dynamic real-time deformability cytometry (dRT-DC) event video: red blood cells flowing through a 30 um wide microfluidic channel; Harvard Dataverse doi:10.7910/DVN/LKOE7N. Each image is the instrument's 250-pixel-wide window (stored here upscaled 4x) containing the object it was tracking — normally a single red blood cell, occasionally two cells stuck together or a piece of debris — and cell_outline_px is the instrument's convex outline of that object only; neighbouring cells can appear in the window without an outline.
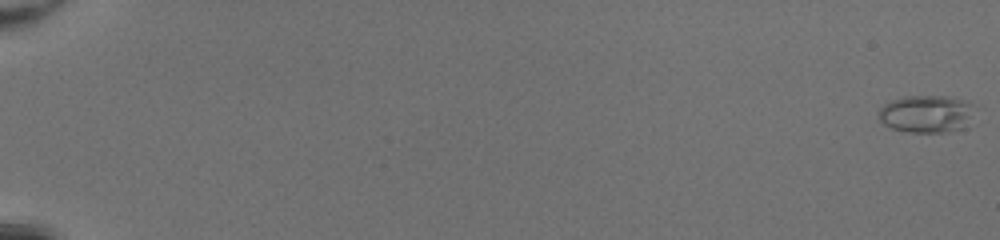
{"species": "common noctule bat (a hibernating species)", "species_latin": "Nyctalus noctula", "temperature_condition": "room temperature", "stored_images_in_passage": 52, "camera_frame_rate_fps": 3000, "um_per_image_px": 0.085, "animal": {"sex": "female", "body_mass_g": 20.0, "forearm_length_mm": 54.0}, "frame": {"image": 1, "passage_image": 1, "time_ms": 0.0, "image_size_px": [1000, 240], "cell_outline_px": [[972, 104], [964, 128], [948, 132], [908, 132], [892, 128], [884, 124], [880, 120], [880, 108], [884, 104], [892, 100], [904, 96], [948, 96], [968, 100]], "centroid_in_image_um": [78.71, 9.67], "position_along_channel_um": 6.3, "area_um2": 20.63}}
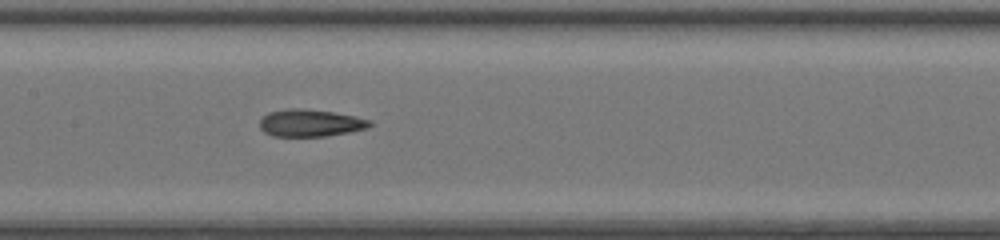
{"frame": {"image": 2, "passage_image": 29, "time_ms": 9.333, "image_size_px": [1000, 240], "cell_outline_px": [[376, 124], [368, 128], [328, 136], [272, 136], [264, 132], [260, 128], [260, 120], [268, 112], [288, 108], [304, 108], [332, 112], [356, 116], [372, 120]], "centroid_in_image_um": [26.42, 10.45], "position_along_channel_um": 181.0, "area_um2": 17.69}}
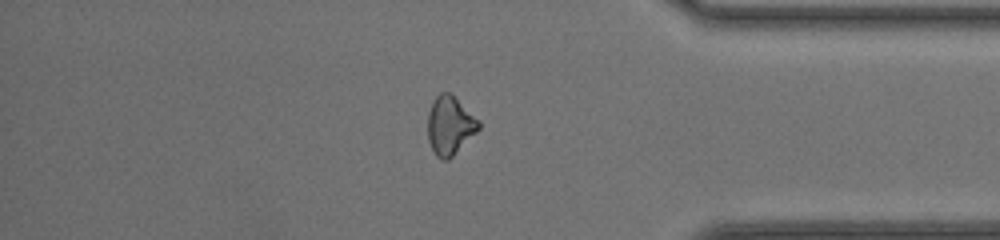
{"frame": {"image": 3, "passage_image": 45, "time_ms": 14.667, "image_size_px": [1000, 240], "cell_outline_px": [[480, 128], [448, 160], [440, 160], [436, 156], [428, 140], [428, 112], [432, 100], [440, 92], [452, 92], [480, 120]], "centroid_in_image_um": [38.24, 10.62], "position_along_channel_um": 397.0, "area_um2": 17.63}, "authors_computed_cell_mechanics": {"area_um2": 17.7157, "velocity_mm_per_s": 4.3304, "shape_relaxation_time_tau1_ms": null, "shape_relaxation_time_tau2_ms": 1.8175, "deformation_change_tau1": null, "deformation_change_tau2": 0.0801}}